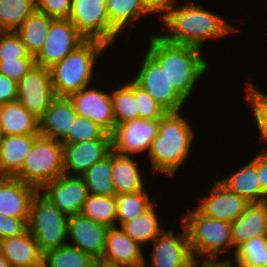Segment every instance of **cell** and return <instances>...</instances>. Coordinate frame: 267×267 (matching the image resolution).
Segmentation results:
<instances>
[{
    "label": "cell",
    "instance_id": "26",
    "mask_svg": "<svg viewBox=\"0 0 267 267\" xmlns=\"http://www.w3.org/2000/svg\"><path fill=\"white\" fill-rule=\"evenodd\" d=\"M0 252L11 267L33 265L43 260V253L29 230L19 236L0 239Z\"/></svg>",
    "mask_w": 267,
    "mask_h": 267
},
{
    "label": "cell",
    "instance_id": "34",
    "mask_svg": "<svg viewBox=\"0 0 267 267\" xmlns=\"http://www.w3.org/2000/svg\"><path fill=\"white\" fill-rule=\"evenodd\" d=\"M125 83V84H124ZM111 88L110 97L112 101L116 125L122 122L139 119L137 101L134 99L133 80L128 81Z\"/></svg>",
    "mask_w": 267,
    "mask_h": 267
},
{
    "label": "cell",
    "instance_id": "10",
    "mask_svg": "<svg viewBox=\"0 0 267 267\" xmlns=\"http://www.w3.org/2000/svg\"><path fill=\"white\" fill-rule=\"evenodd\" d=\"M159 120L135 119L115 125L111 133L112 151L120 155H147L158 134Z\"/></svg>",
    "mask_w": 267,
    "mask_h": 267
},
{
    "label": "cell",
    "instance_id": "11",
    "mask_svg": "<svg viewBox=\"0 0 267 267\" xmlns=\"http://www.w3.org/2000/svg\"><path fill=\"white\" fill-rule=\"evenodd\" d=\"M85 40L69 19H54L42 49L34 57L35 64L49 69Z\"/></svg>",
    "mask_w": 267,
    "mask_h": 267
},
{
    "label": "cell",
    "instance_id": "27",
    "mask_svg": "<svg viewBox=\"0 0 267 267\" xmlns=\"http://www.w3.org/2000/svg\"><path fill=\"white\" fill-rule=\"evenodd\" d=\"M0 125L4 135L39 134V119L18 100L0 107Z\"/></svg>",
    "mask_w": 267,
    "mask_h": 267
},
{
    "label": "cell",
    "instance_id": "14",
    "mask_svg": "<svg viewBox=\"0 0 267 267\" xmlns=\"http://www.w3.org/2000/svg\"><path fill=\"white\" fill-rule=\"evenodd\" d=\"M181 227L177 233L170 227L169 230L165 228L149 245L152 254L149 260H145V267H182L193 258L186 228L182 223Z\"/></svg>",
    "mask_w": 267,
    "mask_h": 267
},
{
    "label": "cell",
    "instance_id": "32",
    "mask_svg": "<svg viewBox=\"0 0 267 267\" xmlns=\"http://www.w3.org/2000/svg\"><path fill=\"white\" fill-rule=\"evenodd\" d=\"M147 190L116 195V226L137 218L155 202Z\"/></svg>",
    "mask_w": 267,
    "mask_h": 267
},
{
    "label": "cell",
    "instance_id": "21",
    "mask_svg": "<svg viewBox=\"0 0 267 267\" xmlns=\"http://www.w3.org/2000/svg\"><path fill=\"white\" fill-rule=\"evenodd\" d=\"M37 189L15 177H0V213L29 218L30 203Z\"/></svg>",
    "mask_w": 267,
    "mask_h": 267
},
{
    "label": "cell",
    "instance_id": "48",
    "mask_svg": "<svg viewBox=\"0 0 267 267\" xmlns=\"http://www.w3.org/2000/svg\"><path fill=\"white\" fill-rule=\"evenodd\" d=\"M197 267H236L232 259H198Z\"/></svg>",
    "mask_w": 267,
    "mask_h": 267
},
{
    "label": "cell",
    "instance_id": "38",
    "mask_svg": "<svg viewBox=\"0 0 267 267\" xmlns=\"http://www.w3.org/2000/svg\"><path fill=\"white\" fill-rule=\"evenodd\" d=\"M232 257L236 265L267 267V236L251 238L240 245Z\"/></svg>",
    "mask_w": 267,
    "mask_h": 267
},
{
    "label": "cell",
    "instance_id": "15",
    "mask_svg": "<svg viewBox=\"0 0 267 267\" xmlns=\"http://www.w3.org/2000/svg\"><path fill=\"white\" fill-rule=\"evenodd\" d=\"M39 192L68 216L79 214L89 195L81 175L65 173L46 183Z\"/></svg>",
    "mask_w": 267,
    "mask_h": 267
},
{
    "label": "cell",
    "instance_id": "33",
    "mask_svg": "<svg viewBox=\"0 0 267 267\" xmlns=\"http://www.w3.org/2000/svg\"><path fill=\"white\" fill-rule=\"evenodd\" d=\"M252 81H246L245 87L246 92L245 100L247 101L249 109H251V113L253 114V122L255 121V125L259 131V141L262 146L259 149L260 152L267 153V93L264 91H260L257 89ZM265 93V94H264Z\"/></svg>",
    "mask_w": 267,
    "mask_h": 267
},
{
    "label": "cell",
    "instance_id": "23",
    "mask_svg": "<svg viewBox=\"0 0 267 267\" xmlns=\"http://www.w3.org/2000/svg\"><path fill=\"white\" fill-rule=\"evenodd\" d=\"M135 158L136 156L120 155L112 151V181L115 195L137 192L148 186L144 179L146 173L141 169L143 165Z\"/></svg>",
    "mask_w": 267,
    "mask_h": 267
},
{
    "label": "cell",
    "instance_id": "5",
    "mask_svg": "<svg viewBox=\"0 0 267 267\" xmlns=\"http://www.w3.org/2000/svg\"><path fill=\"white\" fill-rule=\"evenodd\" d=\"M179 221L185 226L193 257L198 259H232L231 223L203 215L196 207H188ZM225 253L226 256H224ZM223 256V257H222Z\"/></svg>",
    "mask_w": 267,
    "mask_h": 267
},
{
    "label": "cell",
    "instance_id": "54",
    "mask_svg": "<svg viewBox=\"0 0 267 267\" xmlns=\"http://www.w3.org/2000/svg\"><path fill=\"white\" fill-rule=\"evenodd\" d=\"M236 267H252V266H249V265H236Z\"/></svg>",
    "mask_w": 267,
    "mask_h": 267
},
{
    "label": "cell",
    "instance_id": "41",
    "mask_svg": "<svg viewBox=\"0 0 267 267\" xmlns=\"http://www.w3.org/2000/svg\"><path fill=\"white\" fill-rule=\"evenodd\" d=\"M134 99L140 119L159 120L166 111L140 86L133 81Z\"/></svg>",
    "mask_w": 267,
    "mask_h": 267
},
{
    "label": "cell",
    "instance_id": "50",
    "mask_svg": "<svg viewBox=\"0 0 267 267\" xmlns=\"http://www.w3.org/2000/svg\"><path fill=\"white\" fill-rule=\"evenodd\" d=\"M0 267H11L8 260L0 252Z\"/></svg>",
    "mask_w": 267,
    "mask_h": 267
},
{
    "label": "cell",
    "instance_id": "18",
    "mask_svg": "<svg viewBox=\"0 0 267 267\" xmlns=\"http://www.w3.org/2000/svg\"><path fill=\"white\" fill-rule=\"evenodd\" d=\"M111 151V139H92L75 144H63V172L68 175H81Z\"/></svg>",
    "mask_w": 267,
    "mask_h": 267
},
{
    "label": "cell",
    "instance_id": "1",
    "mask_svg": "<svg viewBox=\"0 0 267 267\" xmlns=\"http://www.w3.org/2000/svg\"><path fill=\"white\" fill-rule=\"evenodd\" d=\"M216 13L192 0L176 4L159 20L162 24V33L159 35L168 42L189 45L205 51L203 47L209 40L216 41L241 30Z\"/></svg>",
    "mask_w": 267,
    "mask_h": 267
},
{
    "label": "cell",
    "instance_id": "24",
    "mask_svg": "<svg viewBox=\"0 0 267 267\" xmlns=\"http://www.w3.org/2000/svg\"><path fill=\"white\" fill-rule=\"evenodd\" d=\"M37 135H3L0 142V177H14L21 170Z\"/></svg>",
    "mask_w": 267,
    "mask_h": 267
},
{
    "label": "cell",
    "instance_id": "36",
    "mask_svg": "<svg viewBox=\"0 0 267 267\" xmlns=\"http://www.w3.org/2000/svg\"><path fill=\"white\" fill-rule=\"evenodd\" d=\"M45 267H93L95 259L79 248L65 244L43 254Z\"/></svg>",
    "mask_w": 267,
    "mask_h": 267
},
{
    "label": "cell",
    "instance_id": "37",
    "mask_svg": "<svg viewBox=\"0 0 267 267\" xmlns=\"http://www.w3.org/2000/svg\"><path fill=\"white\" fill-rule=\"evenodd\" d=\"M35 10V0H0V31H16Z\"/></svg>",
    "mask_w": 267,
    "mask_h": 267
},
{
    "label": "cell",
    "instance_id": "39",
    "mask_svg": "<svg viewBox=\"0 0 267 267\" xmlns=\"http://www.w3.org/2000/svg\"><path fill=\"white\" fill-rule=\"evenodd\" d=\"M92 139H111V134H108L99 125L93 121L81 116L73 122L72 132L62 141L63 144H75Z\"/></svg>",
    "mask_w": 267,
    "mask_h": 267
},
{
    "label": "cell",
    "instance_id": "7",
    "mask_svg": "<svg viewBox=\"0 0 267 267\" xmlns=\"http://www.w3.org/2000/svg\"><path fill=\"white\" fill-rule=\"evenodd\" d=\"M68 217L39 191L33 196L30 203L28 230L43 254L67 244Z\"/></svg>",
    "mask_w": 267,
    "mask_h": 267
},
{
    "label": "cell",
    "instance_id": "3",
    "mask_svg": "<svg viewBox=\"0 0 267 267\" xmlns=\"http://www.w3.org/2000/svg\"><path fill=\"white\" fill-rule=\"evenodd\" d=\"M194 127L183 112H166L159 119L158 134L152 141L147 158L151 173L167 177L176 176L188 162L194 144Z\"/></svg>",
    "mask_w": 267,
    "mask_h": 267
},
{
    "label": "cell",
    "instance_id": "28",
    "mask_svg": "<svg viewBox=\"0 0 267 267\" xmlns=\"http://www.w3.org/2000/svg\"><path fill=\"white\" fill-rule=\"evenodd\" d=\"M156 201L137 218L124 222L120 227L134 241L144 249L150 245L165 229L160 221ZM156 207V208H155ZM148 244V245H147ZM146 246V247H145Z\"/></svg>",
    "mask_w": 267,
    "mask_h": 267
},
{
    "label": "cell",
    "instance_id": "29",
    "mask_svg": "<svg viewBox=\"0 0 267 267\" xmlns=\"http://www.w3.org/2000/svg\"><path fill=\"white\" fill-rule=\"evenodd\" d=\"M106 11L110 25L120 35L127 28L131 32L136 22L150 15L144 9L142 0H106Z\"/></svg>",
    "mask_w": 267,
    "mask_h": 267
},
{
    "label": "cell",
    "instance_id": "45",
    "mask_svg": "<svg viewBox=\"0 0 267 267\" xmlns=\"http://www.w3.org/2000/svg\"><path fill=\"white\" fill-rule=\"evenodd\" d=\"M144 9L150 14L160 18V20L172 9L177 0H142ZM161 15V16H160Z\"/></svg>",
    "mask_w": 267,
    "mask_h": 267
},
{
    "label": "cell",
    "instance_id": "35",
    "mask_svg": "<svg viewBox=\"0 0 267 267\" xmlns=\"http://www.w3.org/2000/svg\"><path fill=\"white\" fill-rule=\"evenodd\" d=\"M80 213L97 223L114 227L117 219L116 195L89 194Z\"/></svg>",
    "mask_w": 267,
    "mask_h": 267
},
{
    "label": "cell",
    "instance_id": "6",
    "mask_svg": "<svg viewBox=\"0 0 267 267\" xmlns=\"http://www.w3.org/2000/svg\"><path fill=\"white\" fill-rule=\"evenodd\" d=\"M63 143L38 134L15 178L34 186L38 191L63 172Z\"/></svg>",
    "mask_w": 267,
    "mask_h": 267
},
{
    "label": "cell",
    "instance_id": "16",
    "mask_svg": "<svg viewBox=\"0 0 267 267\" xmlns=\"http://www.w3.org/2000/svg\"><path fill=\"white\" fill-rule=\"evenodd\" d=\"M209 186L208 195H201L196 206L203 215L209 218L232 223L250 204L245 198L226 188L218 179L212 186Z\"/></svg>",
    "mask_w": 267,
    "mask_h": 267
},
{
    "label": "cell",
    "instance_id": "19",
    "mask_svg": "<svg viewBox=\"0 0 267 267\" xmlns=\"http://www.w3.org/2000/svg\"><path fill=\"white\" fill-rule=\"evenodd\" d=\"M132 240L121 227H109L106 233L105 249L100 260L127 267L144 266L145 250Z\"/></svg>",
    "mask_w": 267,
    "mask_h": 267
},
{
    "label": "cell",
    "instance_id": "22",
    "mask_svg": "<svg viewBox=\"0 0 267 267\" xmlns=\"http://www.w3.org/2000/svg\"><path fill=\"white\" fill-rule=\"evenodd\" d=\"M233 255L235 250L253 237L267 236V201L250 203L231 223Z\"/></svg>",
    "mask_w": 267,
    "mask_h": 267
},
{
    "label": "cell",
    "instance_id": "53",
    "mask_svg": "<svg viewBox=\"0 0 267 267\" xmlns=\"http://www.w3.org/2000/svg\"><path fill=\"white\" fill-rule=\"evenodd\" d=\"M3 131H2V128H1V125H0V142H1V140H2V137H3Z\"/></svg>",
    "mask_w": 267,
    "mask_h": 267
},
{
    "label": "cell",
    "instance_id": "17",
    "mask_svg": "<svg viewBox=\"0 0 267 267\" xmlns=\"http://www.w3.org/2000/svg\"><path fill=\"white\" fill-rule=\"evenodd\" d=\"M108 226L82 215H70L67 223V244L75 246L95 260H100L105 249Z\"/></svg>",
    "mask_w": 267,
    "mask_h": 267
},
{
    "label": "cell",
    "instance_id": "20",
    "mask_svg": "<svg viewBox=\"0 0 267 267\" xmlns=\"http://www.w3.org/2000/svg\"><path fill=\"white\" fill-rule=\"evenodd\" d=\"M77 116L78 113L68 97H55L39 118V134L62 142L72 132Z\"/></svg>",
    "mask_w": 267,
    "mask_h": 267
},
{
    "label": "cell",
    "instance_id": "9",
    "mask_svg": "<svg viewBox=\"0 0 267 267\" xmlns=\"http://www.w3.org/2000/svg\"><path fill=\"white\" fill-rule=\"evenodd\" d=\"M69 21L84 36L112 47L119 33L110 25L106 0H71Z\"/></svg>",
    "mask_w": 267,
    "mask_h": 267
},
{
    "label": "cell",
    "instance_id": "47",
    "mask_svg": "<svg viewBox=\"0 0 267 267\" xmlns=\"http://www.w3.org/2000/svg\"><path fill=\"white\" fill-rule=\"evenodd\" d=\"M249 160L256 166L261 190L267 196V153L257 151Z\"/></svg>",
    "mask_w": 267,
    "mask_h": 267
},
{
    "label": "cell",
    "instance_id": "44",
    "mask_svg": "<svg viewBox=\"0 0 267 267\" xmlns=\"http://www.w3.org/2000/svg\"><path fill=\"white\" fill-rule=\"evenodd\" d=\"M29 218H14L0 213V239L15 237L28 230Z\"/></svg>",
    "mask_w": 267,
    "mask_h": 267
},
{
    "label": "cell",
    "instance_id": "51",
    "mask_svg": "<svg viewBox=\"0 0 267 267\" xmlns=\"http://www.w3.org/2000/svg\"><path fill=\"white\" fill-rule=\"evenodd\" d=\"M182 267H197V258L193 257L188 263H186Z\"/></svg>",
    "mask_w": 267,
    "mask_h": 267
},
{
    "label": "cell",
    "instance_id": "40",
    "mask_svg": "<svg viewBox=\"0 0 267 267\" xmlns=\"http://www.w3.org/2000/svg\"><path fill=\"white\" fill-rule=\"evenodd\" d=\"M34 59L15 31H0V60Z\"/></svg>",
    "mask_w": 267,
    "mask_h": 267
},
{
    "label": "cell",
    "instance_id": "12",
    "mask_svg": "<svg viewBox=\"0 0 267 267\" xmlns=\"http://www.w3.org/2000/svg\"><path fill=\"white\" fill-rule=\"evenodd\" d=\"M55 97L50 70L43 66L35 64L17 82V100L38 119Z\"/></svg>",
    "mask_w": 267,
    "mask_h": 267
},
{
    "label": "cell",
    "instance_id": "2",
    "mask_svg": "<svg viewBox=\"0 0 267 267\" xmlns=\"http://www.w3.org/2000/svg\"><path fill=\"white\" fill-rule=\"evenodd\" d=\"M149 34L144 49L165 69L169 83L189 101L196 85L209 72L210 63L204 52L193 46L168 42L159 33Z\"/></svg>",
    "mask_w": 267,
    "mask_h": 267
},
{
    "label": "cell",
    "instance_id": "30",
    "mask_svg": "<svg viewBox=\"0 0 267 267\" xmlns=\"http://www.w3.org/2000/svg\"><path fill=\"white\" fill-rule=\"evenodd\" d=\"M53 20L54 18L35 10L15 31L25 45L27 52L33 57L42 49Z\"/></svg>",
    "mask_w": 267,
    "mask_h": 267
},
{
    "label": "cell",
    "instance_id": "49",
    "mask_svg": "<svg viewBox=\"0 0 267 267\" xmlns=\"http://www.w3.org/2000/svg\"><path fill=\"white\" fill-rule=\"evenodd\" d=\"M93 267H127L121 264L109 263L103 260H95Z\"/></svg>",
    "mask_w": 267,
    "mask_h": 267
},
{
    "label": "cell",
    "instance_id": "42",
    "mask_svg": "<svg viewBox=\"0 0 267 267\" xmlns=\"http://www.w3.org/2000/svg\"><path fill=\"white\" fill-rule=\"evenodd\" d=\"M36 10L54 19H68L71 0H35Z\"/></svg>",
    "mask_w": 267,
    "mask_h": 267
},
{
    "label": "cell",
    "instance_id": "13",
    "mask_svg": "<svg viewBox=\"0 0 267 267\" xmlns=\"http://www.w3.org/2000/svg\"><path fill=\"white\" fill-rule=\"evenodd\" d=\"M92 84L68 96L78 116L84 117L99 125L111 134L116 125L110 90L106 91ZM105 89V90H104ZM104 90V91H103Z\"/></svg>",
    "mask_w": 267,
    "mask_h": 267
},
{
    "label": "cell",
    "instance_id": "25",
    "mask_svg": "<svg viewBox=\"0 0 267 267\" xmlns=\"http://www.w3.org/2000/svg\"><path fill=\"white\" fill-rule=\"evenodd\" d=\"M226 188L250 203L267 201L258 180L256 166L249 160L232 174L218 179Z\"/></svg>",
    "mask_w": 267,
    "mask_h": 267
},
{
    "label": "cell",
    "instance_id": "31",
    "mask_svg": "<svg viewBox=\"0 0 267 267\" xmlns=\"http://www.w3.org/2000/svg\"><path fill=\"white\" fill-rule=\"evenodd\" d=\"M91 195H115L112 181V151L81 174Z\"/></svg>",
    "mask_w": 267,
    "mask_h": 267
},
{
    "label": "cell",
    "instance_id": "4",
    "mask_svg": "<svg viewBox=\"0 0 267 267\" xmlns=\"http://www.w3.org/2000/svg\"><path fill=\"white\" fill-rule=\"evenodd\" d=\"M108 47L102 41L86 39L60 62L49 68L55 96L68 97L94 84L96 65H99V59L107 52Z\"/></svg>",
    "mask_w": 267,
    "mask_h": 267
},
{
    "label": "cell",
    "instance_id": "43",
    "mask_svg": "<svg viewBox=\"0 0 267 267\" xmlns=\"http://www.w3.org/2000/svg\"><path fill=\"white\" fill-rule=\"evenodd\" d=\"M35 65V59L0 60V74L16 83Z\"/></svg>",
    "mask_w": 267,
    "mask_h": 267
},
{
    "label": "cell",
    "instance_id": "8",
    "mask_svg": "<svg viewBox=\"0 0 267 267\" xmlns=\"http://www.w3.org/2000/svg\"><path fill=\"white\" fill-rule=\"evenodd\" d=\"M140 54L141 65L131 79L145 90L166 112L184 111L187 101L168 81L165 69L145 50ZM143 55V56H142Z\"/></svg>",
    "mask_w": 267,
    "mask_h": 267
},
{
    "label": "cell",
    "instance_id": "46",
    "mask_svg": "<svg viewBox=\"0 0 267 267\" xmlns=\"http://www.w3.org/2000/svg\"><path fill=\"white\" fill-rule=\"evenodd\" d=\"M17 100V83L0 74V107L4 104Z\"/></svg>",
    "mask_w": 267,
    "mask_h": 267
},
{
    "label": "cell",
    "instance_id": "52",
    "mask_svg": "<svg viewBox=\"0 0 267 267\" xmlns=\"http://www.w3.org/2000/svg\"><path fill=\"white\" fill-rule=\"evenodd\" d=\"M14 267H45L44 261L42 260L40 263H35L33 265H20Z\"/></svg>",
    "mask_w": 267,
    "mask_h": 267
}]
</instances>
